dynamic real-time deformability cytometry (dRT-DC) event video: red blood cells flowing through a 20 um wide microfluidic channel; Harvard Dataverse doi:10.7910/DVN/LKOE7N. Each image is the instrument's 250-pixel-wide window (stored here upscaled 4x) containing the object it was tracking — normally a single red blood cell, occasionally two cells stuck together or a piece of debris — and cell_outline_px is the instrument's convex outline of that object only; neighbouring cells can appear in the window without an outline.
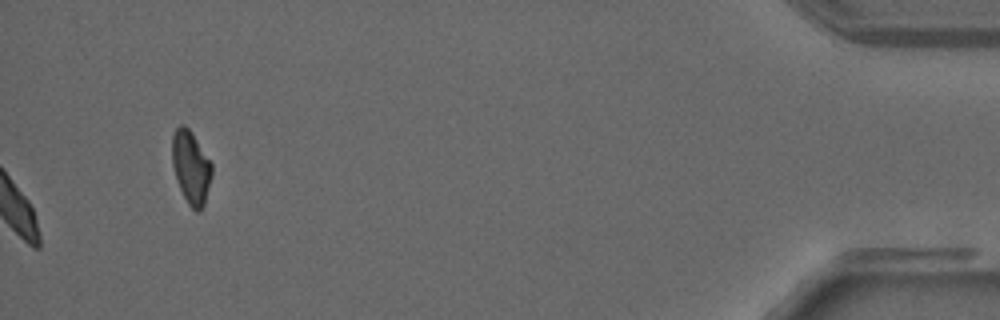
{"species": "common noctule bat (a hibernating species)", "species_latin": "Nyctalus noctula", "temperature_condition": "warm", "stored_images_in_passage": 28, "camera_frame_rate_fps": 3000, "um_per_image_px": 0.085, "animal": {"sex": "male", "forearm_length_mm": 52.5}, "frame": {"image": 1, "passage_image": 28, "time_ms": 9.0, "image_size_px": [1000, 320], "cell_outline_px": [[212, 176], [204, 204], [200, 212], [196, 212], [188, 204], [176, 180], [172, 164], [172, 136], [176, 128], [180, 124], [184, 124], [192, 132], [212, 164]], "centroid_in_image_um": [16.23, 14.22], "position_along_channel_um": 419.0, "area_um2": 16.94}}